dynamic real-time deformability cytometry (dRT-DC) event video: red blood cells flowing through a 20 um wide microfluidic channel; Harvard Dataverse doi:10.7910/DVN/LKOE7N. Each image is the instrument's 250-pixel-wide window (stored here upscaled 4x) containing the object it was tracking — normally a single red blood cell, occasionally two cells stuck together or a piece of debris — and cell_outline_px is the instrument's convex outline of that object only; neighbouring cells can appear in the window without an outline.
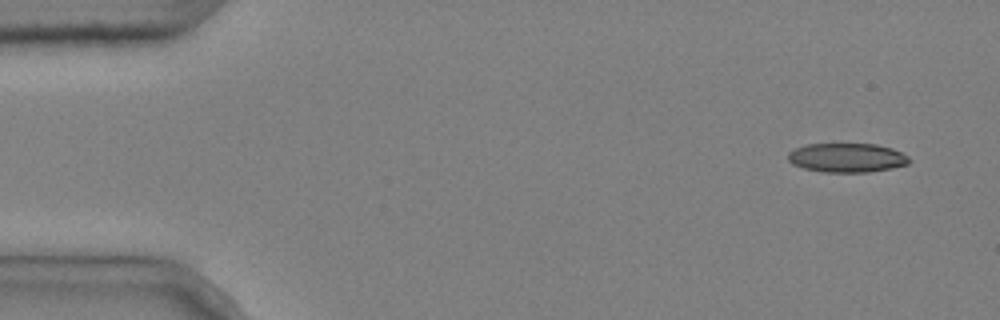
{"species": "common noctule bat (a hibernating species)", "species_latin": "Nyctalus noctula", "temperature_condition": "cold", "stored_images_in_passage": 4, "camera_frame_rate_fps": 3000, "um_per_image_px": 0.085, "animal": {"sex": "male", "body_mass_g": 20.4}, "frame": {"image": 1, "passage_image": 1, "time_ms": 0.0, "image_size_px": [1000, 320], "cell_outline_px": [[912, 160], [908, 164], [892, 168], [868, 172], [824, 172], [804, 168], [792, 164], [788, 160], [788, 152], [804, 144], [876, 144], [892, 148], [908, 156]], "centroid_in_image_um": [71.99, 13.4], "position_along_channel_um": 13.0, "area_um2": 20.63}}
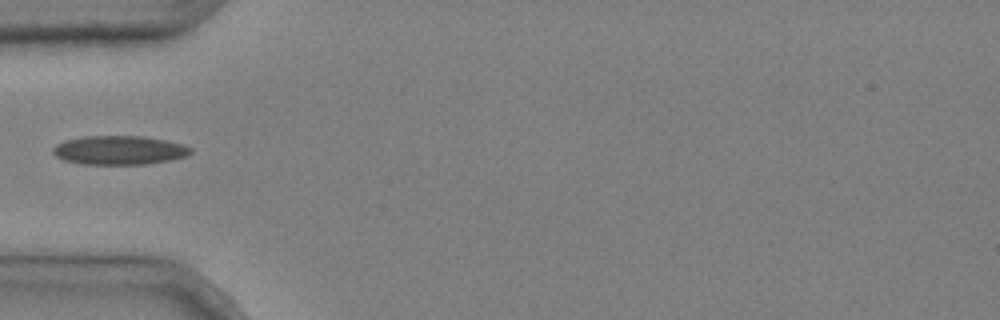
{"frame": {"image": 2, "passage_image": 4, "time_ms": 1.0, "image_size_px": [1000, 320], "cell_outline_px": [[192, 152], [184, 156], [172, 160], [144, 164], [84, 164], [64, 160], [56, 156], [52, 152], [52, 148], [56, 144], [64, 140], [84, 136], [140, 136], [164, 140], [184, 144], [192, 148]], "centroid_in_image_um": [10.12, 12.76], "position_along_channel_um": 74.9, "area_um2": 23.18}}